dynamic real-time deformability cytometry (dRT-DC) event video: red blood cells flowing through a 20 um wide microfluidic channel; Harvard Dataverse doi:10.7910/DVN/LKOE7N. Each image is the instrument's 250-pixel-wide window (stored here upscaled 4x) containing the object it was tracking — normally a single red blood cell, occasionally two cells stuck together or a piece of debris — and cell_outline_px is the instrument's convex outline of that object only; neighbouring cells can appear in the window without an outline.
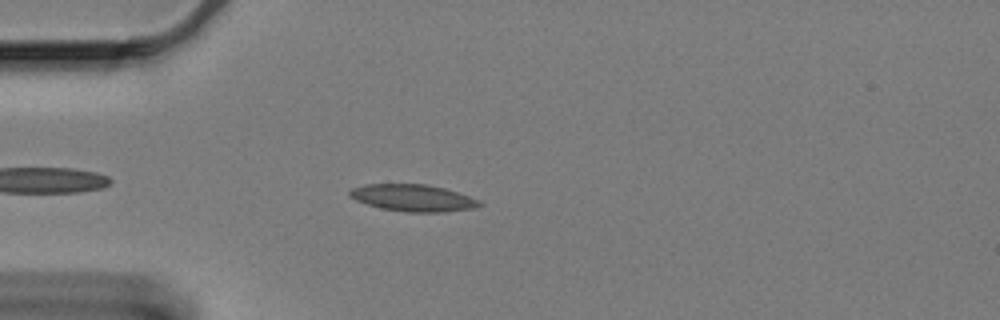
{"species": "Egyptian fruit bat (a non-hibernating species)", "species_latin": "Rousettus aegyptiacus", "temperature_condition": "cold", "stored_images_in_passage": 47, "camera_frame_rate_fps": 3000, "um_per_image_px": 0.085, "animal": {"sex": "female"}, "frame": {"image": 1, "passage_image": 6, "time_ms": 1.667, "image_size_px": [1000, 320], "cell_outline_px": [[484, 204], [472, 208], [444, 212], [408, 212], [380, 208], [356, 200], [348, 196], [348, 192], [352, 188], [364, 184], [428, 184], [444, 188], [480, 200]], "centroid_in_image_um": [35.08, 16.82], "position_along_channel_um": 49.9, "area_um2": 20.29}}
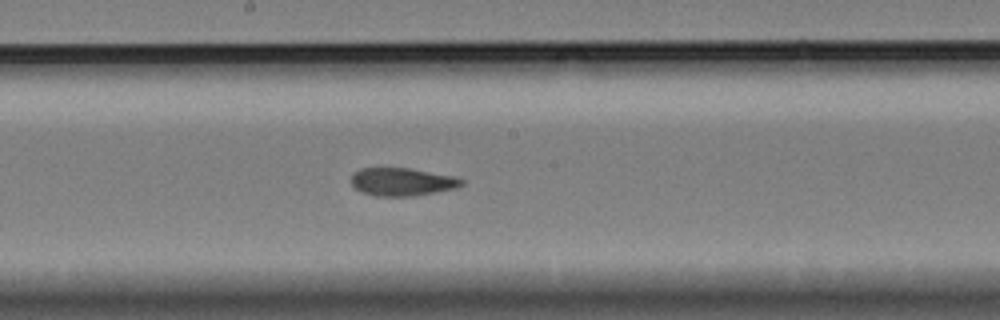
{"frame": {"image": 2, "passage_image": 22, "time_ms": 7.0, "image_size_px": [1000, 320], "cell_outline_px": [[464, 184], [456, 188], [416, 196], [376, 196], [360, 192], [352, 184], [352, 172], [360, 168], [408, 168], [452, 176], [464, 180]], "centroid_in_image_um": [34.16, 15.46], "position_along_channel_um": 214.0, "area_um2": 17.98}}
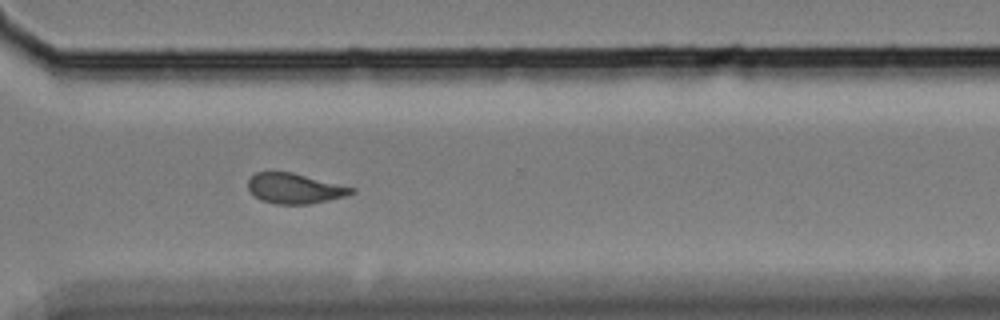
{"frame": {"image": 3, "passage_image": 34, "time_ms": 11.0, "image_size_px": [1000, 320], "cell_outline_px": [[356, 192], [348, 196], [308, 204], [276, 204], [260, 200], [248, 188], [248, 180], [256, 172], [292, 172], [356, 188]], "centroid_in_image_um": [25.09, 16.02], "position_along_channel_um": 345.5, "area_um2": 18.21}, "authors_computed_cell_mechanics": {"area_um2": 18.9584, "velocity_mm_per_s": 3.293, "shape_relaxation_time_tau1_ms": 5.9299, "shape_relaxation_time_tau2_ms": 1.8857, "deformation_change_tau1": 0.1545, "deformation_change_tau2": 0.0839}}